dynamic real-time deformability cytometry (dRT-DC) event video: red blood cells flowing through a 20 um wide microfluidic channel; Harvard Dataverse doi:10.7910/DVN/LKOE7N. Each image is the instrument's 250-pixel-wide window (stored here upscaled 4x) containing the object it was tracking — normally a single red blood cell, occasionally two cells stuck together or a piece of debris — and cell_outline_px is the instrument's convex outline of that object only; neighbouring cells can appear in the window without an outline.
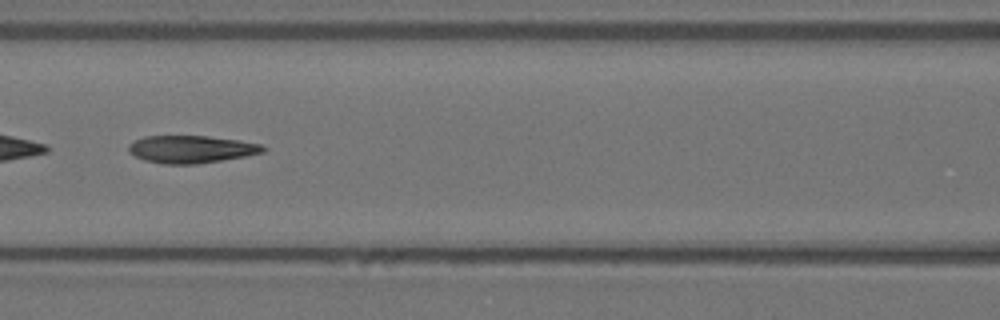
{"species": "Egyptian fruit bat (a non-hibernating species)", "species_latin": "Rousettus aegyptiacus", "temperature_condition": "warm", "stored_images_in_passage": 46, "camera_frame_rate_fps": 3000, "um_per_image_px": 0.085, "animal": {"sex": "female"}, "frame": {"image": 1, "passage_image": 14, "time_ms": 4.333, "image_size_px": [1000, 320], "cell_outline_px": [[268, 148], [264, 152], [244, 156], [196, 164], [164, 164], [144, 160], [128, 152], [128, 144], [144, 136], [208, 136], [240, 140], [260, 144]], "centroid_in_image_um": [16.25, 12.68], "position_along_channel_um": 150.4, "area_um2": 21.5}}
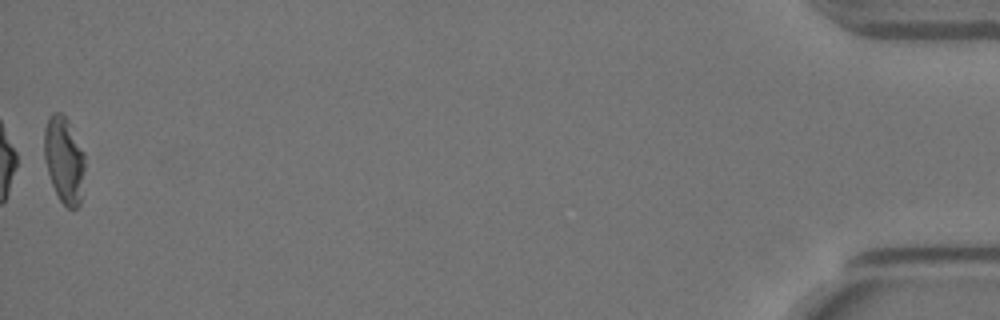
{"frame": {"image": 2, "passage_image": 46, "time_ms": 15.0, "image_size_px": [1000, 320], "cell_outline_px": [[84, 168], [80, 204], [76, 208], [68, 208], [60, 200], [52, 184], [44, 160], [44, 128], [48, 116], [52, 112], [60, 112], [68, 120], [84, 152]], "centroid_in_image_um": [5.43, 13.55], "position_along_channel_um": 429.8, "area_um2": 20.46}, "authors_computed_cell_mechanics": {"area_um2": 22.1085, "velocity_mm_per_s": 3.5431, "shape_relaxation_time_tau1_ms": 8.168, "shape_relaxation_time_tau2_ms": 2.2761, "deformation_change_tau1": 0.2333, "deformation_change_tau2": 0.121}}